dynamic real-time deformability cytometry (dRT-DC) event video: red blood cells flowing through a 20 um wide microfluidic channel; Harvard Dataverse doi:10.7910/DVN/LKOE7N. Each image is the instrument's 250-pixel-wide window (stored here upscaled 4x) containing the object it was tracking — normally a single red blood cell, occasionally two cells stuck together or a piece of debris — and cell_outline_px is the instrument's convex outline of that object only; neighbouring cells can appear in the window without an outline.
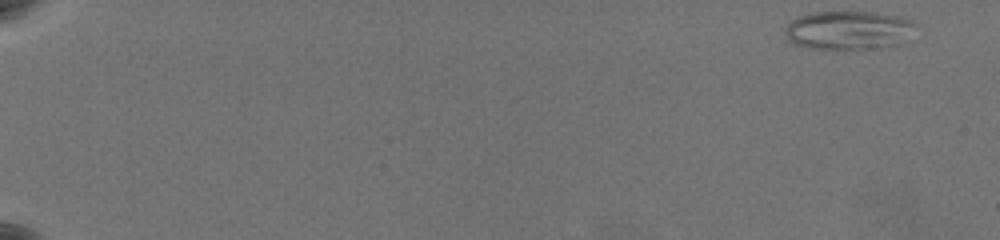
{"species": "common noctule bat (a hibernating species)", "species_latin": "Nyctalus noctula", "temperature_condition": "warm", "stored_images_in_passage": 61, "camera_frame_rate_fps": 3000, "um_per_image_px": 0.085, "animal": {"sex": "female", "body_mass_g": 19.5, "forearm_length_mm": 54.1}, "frame": {"image": 1, "passage_image": 1, "time_ms": 0.0, "image_size_px": [1000, 240], "cell_outline_px": [[916, 40], [908, 44], [884, 48], [840, 52], [808, 48], [796, 44], [788, 40], [784, 36], [784, 28], [792, 20], [800, 16], [812, 12], [872, 12], [900, 16], [912, 20], [916, 24]], "centroid_in_image_um": [72.27, 2.64], "position_along_channel_um": 12.7, "area_um2": 31.5}}
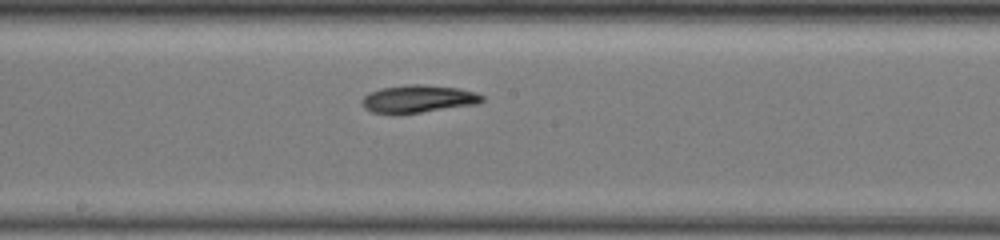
{"frame": {"image": 2, "passage_image": 36, "time_ms": 11.667, "image_size_px": [1000, 240], "cell_outline_px": [[484, 100], [480, 104], [420, 112], [372, 112], [364, 108], [360, 100], [368, 92], [380, 88], [408, 84], [420, 84], [460, 88], [476, 92], [484, 96]], "centroid_in_image_um": [35.59, 8.38], "position_along_channel_um": 212.6, "area_um2": 19.25}}
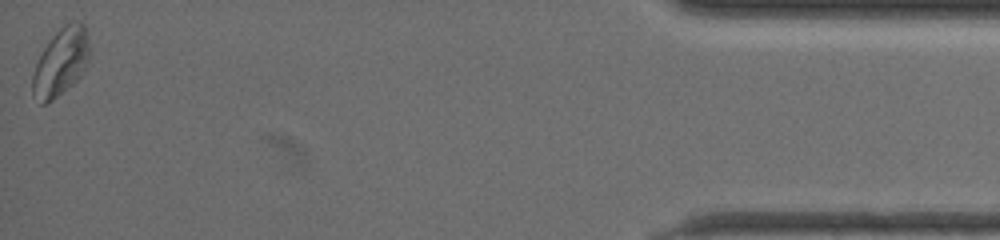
{"frame": {"image": 3, "passage_image": 61, "time_ms": 20.0, "image_size_px": [1000, 240], "cell_outline_px": [[92, 56], [84, 72], [72, 84], [48, 104], [40, 104], [32, 96], [32, 76], [36, 64], [44, 48], [52, 36], [64, 24], [80, 20], [88, 28]], "centroid_in_image_um": [5.23, 5.26], "position_along_channel_um": 430.0, "area_um2": 23.12}, "authors_computed_cell_mechanics": {"area_um2": 20.23, "velocity_mm_per_s": 3.4946, "shape_relaxation_time_tau1_ms": 3.7087, "shape_relaxation_time_tau2_ms": null, "deformation_change_tau1": 0.162, "deformation_change_tau2": null}}